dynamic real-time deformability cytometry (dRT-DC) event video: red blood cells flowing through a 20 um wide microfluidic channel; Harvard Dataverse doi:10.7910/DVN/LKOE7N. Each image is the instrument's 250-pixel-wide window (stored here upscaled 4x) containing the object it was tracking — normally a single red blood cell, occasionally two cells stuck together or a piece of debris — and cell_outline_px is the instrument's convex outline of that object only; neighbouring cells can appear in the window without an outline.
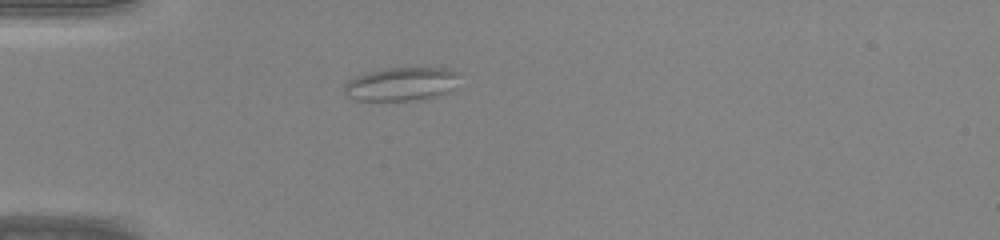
{"species": "common noctule bat (a hibernating species)", "species_latin": "Nyctalus noctula", "temperature_condition": "warm", "stored_images_in_passage": 33, "camera_frame_rate_fps": 3000, "um_per_image_px": 0.085, "animal": {"sex": "male", "body_mass_g": 20.0, "forearm_length_mm": 53.3}, "frame": {"image": 1, "passage_image": 1, "time_ms": 0.0, "image_size_px": [1000, 240], "cell_outline_px": [[460, 72], [452, 88], [448, 92], [424, 100], [356, 100], [348, 96], [344, 92], [344, 84], [348, 80], [356, 76], [388, 68], [448, 68]], "centroid_in_image_um": [34.12, 7.15], "position_along_channel_um": 50.9, "area_um2": 22.31}}
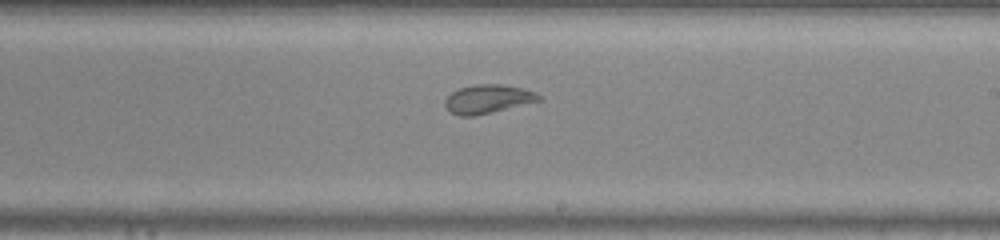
{"frame": {"image": 2, "passage_image": 15, "time_ms": 4.667, "image_size_px": [1000, 240], "cell_outline_px": [[544, 100], [492, 112], [472, 116], [460, 116], [452, 112], [444, 104], [444, 100], [452, 92], [460, 88], [476, 84], [504, 84], [536, 92]], "centroid_in_image_um": [41.5, 8.41], "position_along_channel_um": 247.5, "area_um2": 15.61}}
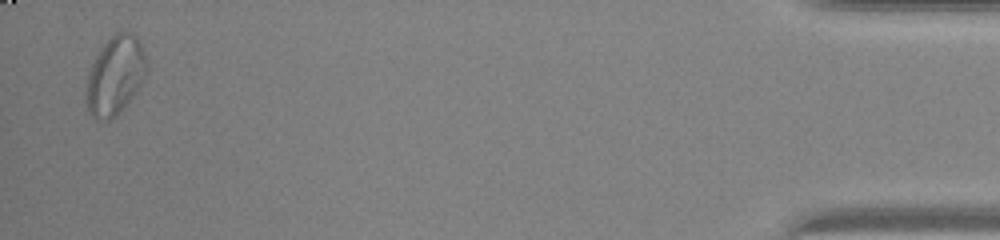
{"frame": {"image": 3, "passage_image": 32, "time_ms": 10.333, "image_size_px": [1000, 240], "cell_outline_px": [[144, 76], [136, 92], [116, 116], [112, 120], [96, 120], [88, 112], [84, 104], [84, 96], [88, 76], [92, 64], [100, 48], [116, 32], [132, 32], [136, 36], [144, 52]], "centroid_in_image_um": [9.72, 6.47], "position_along_channel_um": 425.5, "area_um2": 27.4}}